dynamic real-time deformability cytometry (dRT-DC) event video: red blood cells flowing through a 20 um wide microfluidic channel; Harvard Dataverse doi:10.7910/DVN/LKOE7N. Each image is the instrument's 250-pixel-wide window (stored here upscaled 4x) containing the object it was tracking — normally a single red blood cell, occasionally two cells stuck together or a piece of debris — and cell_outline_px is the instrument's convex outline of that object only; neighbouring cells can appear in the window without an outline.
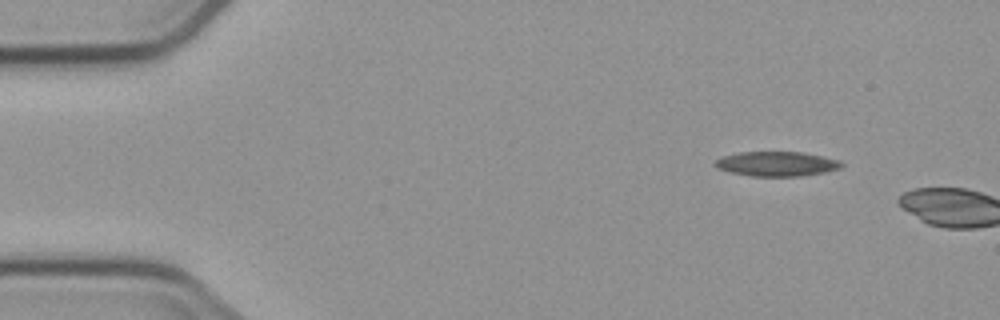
{"species": "common noctule bat (a hibernating species)", "species_latin": "Nyctalus noctula", "temperature_condition": "cold", "stored_images_in_passage": 2, "camera_frame_rate_fps": 3000, "um_per_image_px": 0.085, "animal": {"sex": "male", "body_mass_g": 23.1, "forearm_length_mm": 52.7}, "frame": {"image": 1, "passage_image": 1, "time_ms": 0.0, "image_size_px": [1000, 320], "cell_outline_px": [[844, 164], [840, 168], [824, 172], [800, 176], [752, 176], [732, 172], [716, 168], [712, 164], [716, 160], [724, 156], [740, 152], [804, 152], [840, 160]], "centroid_in_image_um": [66.03, 13.92], "position_along_channel_um": 19.0, "area_um2": 18.09}}